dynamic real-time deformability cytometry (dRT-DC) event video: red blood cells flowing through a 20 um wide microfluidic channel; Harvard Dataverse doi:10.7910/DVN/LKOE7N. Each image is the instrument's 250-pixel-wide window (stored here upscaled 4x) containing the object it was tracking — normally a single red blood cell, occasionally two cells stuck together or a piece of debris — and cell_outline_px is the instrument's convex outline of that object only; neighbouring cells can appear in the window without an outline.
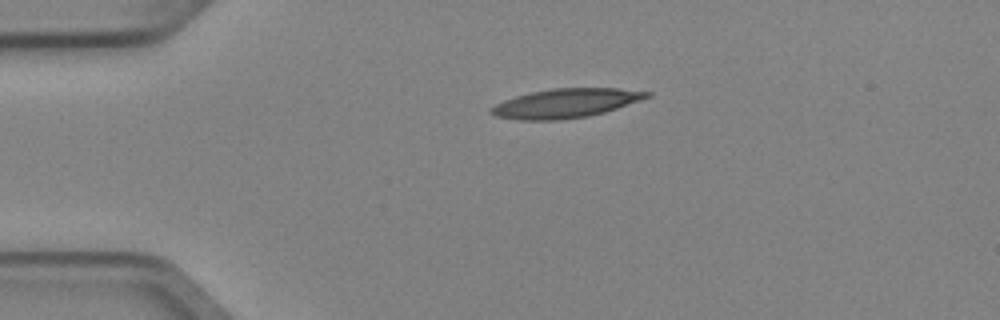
{"species": "Egyptian fruit bat (a non-hibernating species)", "species_latin": "Rousettus aegyptiacus", "temperature_condition": "cold", "stored_images_in_passage": 3, "segment_of_instrument_passage": [1, 2], "camera_frame_rate_fps": 3000, "um_per_image_px": 0.085, "animal": {"sex": "female"}, "frame": {"image": 1, "passage_image": 1, "time_ms": 0.0, "image_size_px": [1000, 320], "cell_outline_px": [[652, 96], [604, 112], [588, 116], [556, 120], [520, 120], [496, 116], [488, 112], [488, 108], [504, 100], [516, 96], [532, 92], [552, 88], [620, 88], [652, 92]], "centroid_in_image_um": [48.07, 8.77], "position_along_channel_um": 36.9, "area_um2": 26.36}}